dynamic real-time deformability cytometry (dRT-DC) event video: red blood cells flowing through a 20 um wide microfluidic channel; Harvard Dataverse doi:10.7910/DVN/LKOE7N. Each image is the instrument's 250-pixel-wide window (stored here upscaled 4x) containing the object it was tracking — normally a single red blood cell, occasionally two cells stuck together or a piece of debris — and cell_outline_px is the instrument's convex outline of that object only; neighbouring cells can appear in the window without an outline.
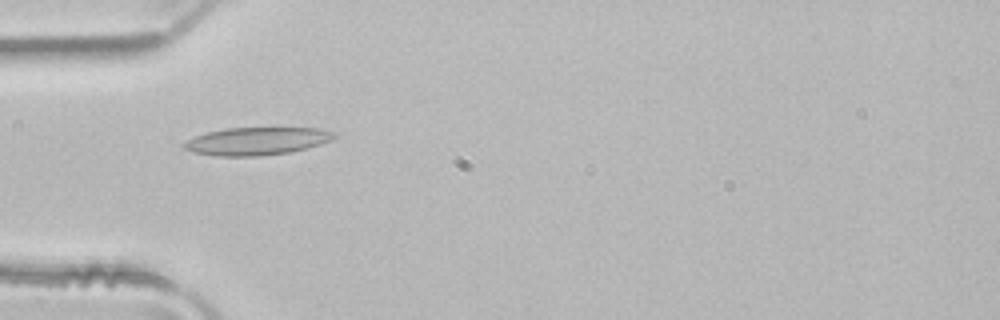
{"species": "common noctule bat (a hibernating species)", "species_latin": "Nyctalus noctula", "temperature_condition": "room temperature", "stored_images_in_passage": 40, "camera_frame_rate_fps": 3000, "um_per_image_px": 0.085, "animal": {"sex": "male", "body_mass_g": 21.5, "forearm_length_mm": 52.0}, "frame": {"image": 1, "passage_image": 5, "time_ms": 1.333, "image_size_px": [1000, 320], "cell_outline_px": [[336, 136], [332, 140], [308, 148], [288, 152], [260, 156], [216, 156], [196, 152], [184, 148], [180, 144], [184, 140], [208, 132], [228, 128], [316, 128], [336, 132]], "centroid_in_image_um": [21.82, 11.99], "position_along_channel_um": 63.2, "area_um2": 24.22}}
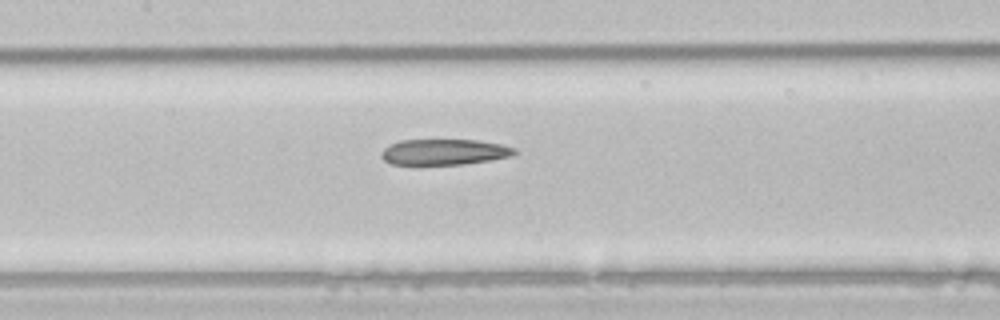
{"frame": {"image": 2, "passage_image": 13, "time_ms": 4.0, "image_size_px": [1000, 320], "cell_outline_px": [[516, 152], [512, 156], [464, 164], [392, 164], [384, 160], [380, 156], [380, 152], [388, 144], [400, 140], [480, 140], [504, 144], [516, 148]], "centroid_in_image_um": [37.76, 12.9], "position_along_channel_um": 169.6, "area_um2": 20.11}}
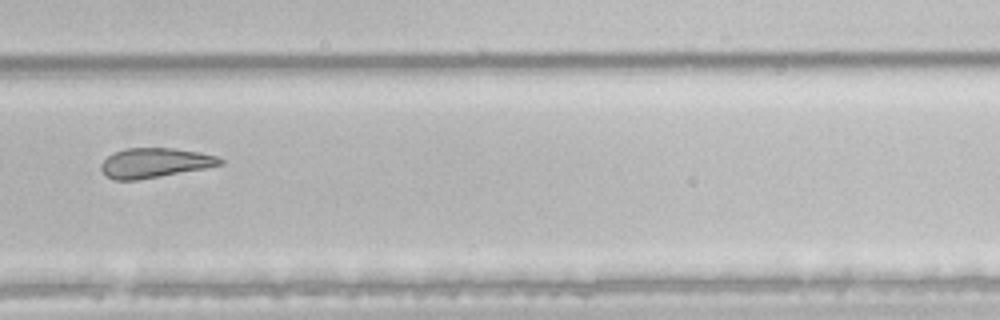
{"frame": {"image": 3, "passage_image": 24, "time_ms": 7.667, "image_size_px": [1000, 320], "cell_outline_px": [[224, 164], [204, 168], [136, 180], [116, 180], [108, 176], [100, 168], [100, 164], [112, 152], [124, 148], [172, 148], [200, 152], [216, 156], [224, 160]], "centroid_in_image_um": [13.14, 13.82], "position_along_channel_um": 316.7, "area_um2": 20.4}, "authors_computed_cell_mechanics": {"area_um2": 22.2819, "velocity_mm_per_s": 4.0318, "shape_relaxation_time_tau1_ms": null, "shape_relaxation_time_tau2_ms": 4.9556, "deformation_change_tau1": null, "deformation_change_tau2": 0.1493}}